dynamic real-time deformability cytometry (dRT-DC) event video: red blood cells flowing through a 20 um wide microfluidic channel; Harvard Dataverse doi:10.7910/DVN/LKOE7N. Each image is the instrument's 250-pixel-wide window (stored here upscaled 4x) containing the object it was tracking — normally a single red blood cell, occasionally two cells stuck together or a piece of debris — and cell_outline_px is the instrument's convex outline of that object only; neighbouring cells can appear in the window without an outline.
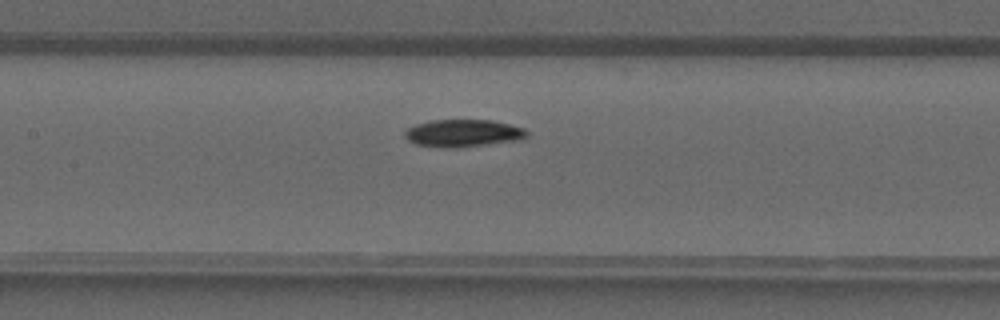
{"species": "common noctule bat (a hibernating species)", "species_latin": "Nyctalus noctula", "temperature_condition": "warm", "stored_images_in_passage": 39, "camera_frame_rate_fps": 3000, "um_per_image_px": 0.085, "animal": {"sex": "male", "forearm_length_mm": 52.5}, "frame": {"image": 1, "passage_image": 17, "time_ms": 5.333, "image_size_px": [1000, 320], "cell_outline_px": [[528, 136], [520, 140], [452, 148], [440, 148], [416, 144], [408, 140], [404, 136], [404, 132], [408, 128], [416, 124], [428, 120], [492, 120], [524, 128], [528, 132]], "centroid_in_image_um": [39.34, 11.32], "position_along_channel_um": 168.1, "area_um2": 19.54}}
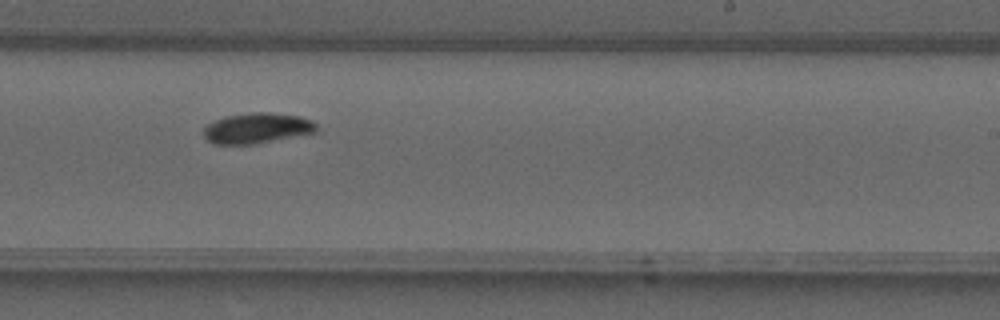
{"frame": {"image": 2, "passage_image": 23, "time_ms": 7.333, "image_size_px": [1000, 320], "cell_outline_px": [[316, 132], [256, 144], [212, 144], [204, 136], [204, 128], [208, 124], [224, 116], [252, 112], [268, 112], [300, 116], [312, 120], [316, 124]], "centroid_in_image_um": [21.84, 10.89], "position_along_channel_um": 267.2, "area_um2": 20.06}}
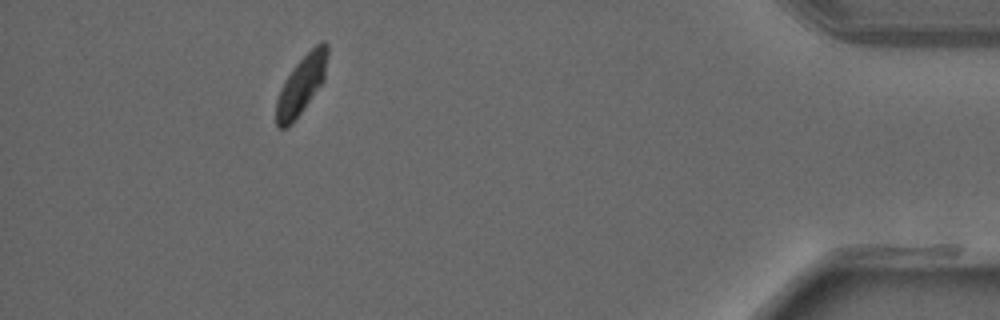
{"frame": {"image": 3, "passage_image": 35, "time_ms": 11.333, "image_size_px": [1000, 320], "cell_outline_px": [[328, 56], [324, 80], [304, 108], [284, 128], [276, 128], [276, 100], [280, 88], [284, 80], [292, 68], [320, 40], [324, 40], [328, 44]], "centroid_in_image_um": [25.62, 7.15], "position_along_channel_um": 409.6, "area_um2": 17.28}}